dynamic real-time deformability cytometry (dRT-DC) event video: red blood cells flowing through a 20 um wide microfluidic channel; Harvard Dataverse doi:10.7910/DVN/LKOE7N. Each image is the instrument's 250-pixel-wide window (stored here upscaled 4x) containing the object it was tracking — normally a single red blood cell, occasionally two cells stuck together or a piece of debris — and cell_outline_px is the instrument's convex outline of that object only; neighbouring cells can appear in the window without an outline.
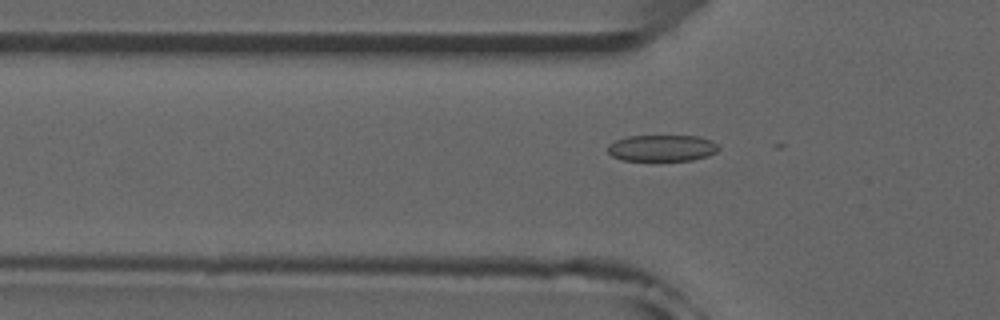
{"species": "common noctule bat (a hibernating species)", "species_latin": "Nyctalus noctula", "temperature_condition": "room temperature", "stored_images_in_passage": 24, "camera_frame_rate_fps": 3000, "um_per_image_px": 0.085, "animal": {"sex": "male", "forearm_length_mm": 52.5}, "frame": {"image": 1, "passage_image": 17, "time_ms": 5.333, "image_size_px": [1000, 320], "cell_outline_px": [[720, 148], [716, 152], [708, 156], [692, 160], [624, 160], [612, 156], [608, 152], [608, 144], [616, 140], [628, 136], [700, 136], [712, 140]], "centroid_in_image_um": [56.29, 12.58], "position_along_channel_um": 69.5, "area_um2": 17.05}}
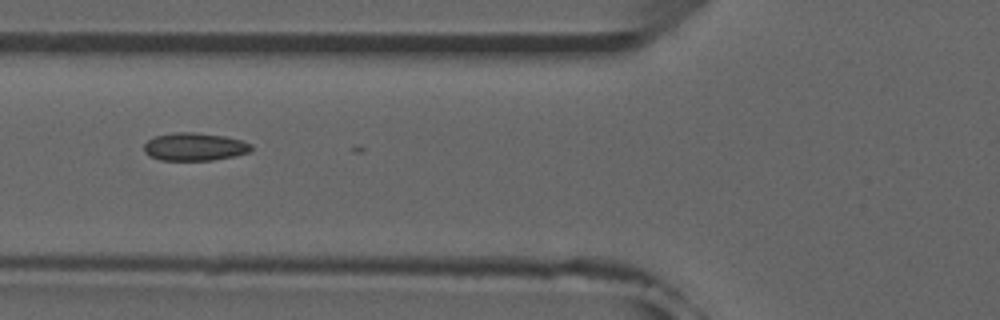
{"frame": {"image": 2, "passage_image": 20, "time_ms": 6.333, "image_size_px": [1000, 320], "cell_outline_px": [[252, 148], [248, 152], [236, 156], [212, 160], [160, 160], [144, 152], [144, 144], [152, 136], [172, 132], [196, 132], [224, 136], [240, 140], [252, 144]], "centroid_in_image_um": [16.52, 12.46], "position_along_channel_um": 109.3, "area_um2": 17.51}}
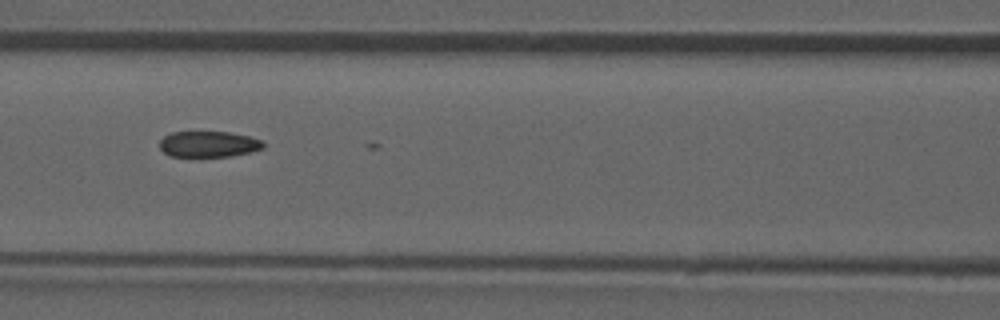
{"frame": {"image": 3, "passage_image": 23, "time_ms": 7.333, "image_size_px": [1000, 320], "cell_outline_px": [[264, 148], [248, 152], [228, 156], [172, 156], [164, 152], [160, 148], [160, 140], [164, 136], [172, 132], [228, 132], [248, 136], [264, 140]], "centroid_in_image_um": [17.74, 12.24], "position_along_channel_um": 148.9, "area_um2": 15.49}}